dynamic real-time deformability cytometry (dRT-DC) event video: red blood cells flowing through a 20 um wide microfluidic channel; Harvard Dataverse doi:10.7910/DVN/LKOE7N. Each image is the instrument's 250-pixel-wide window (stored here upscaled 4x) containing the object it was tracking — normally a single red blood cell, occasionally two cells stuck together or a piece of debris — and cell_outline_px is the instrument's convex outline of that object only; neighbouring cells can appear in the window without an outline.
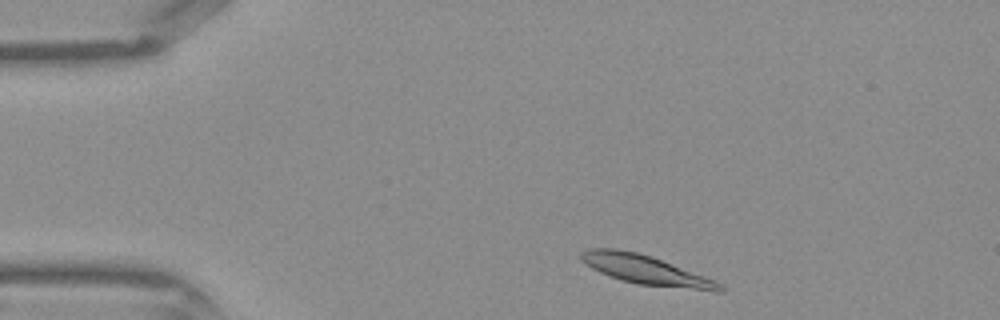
{"species": "Egyptian fruit bat (a non-hibernating species)", "species_latin": "Rousettus aegyptiacus", "temperature_condition": "warm", "stored_images_in_passage": 38, "camera_frame_rate_fps": 3000, "um_per_image_px": 0.085, "frame": {"image": 1, "passage_image": 2, "time_ms": 0.333, "image_size_px": [1000, 320], "cell_outline_px": [[728, 288], [724, 292], [716, 292], [636, 284], [620, 280], [600, 272], [584, 264], [580, 260], [580, 252], [588, 248], [616, 248], [636, 252], [652, 256], [716, 280], [724, 284]], "centroid_in_image_um": [54.96, 22.96], "position_along_channel_um": 30.0, "area_um2": 24.16}}
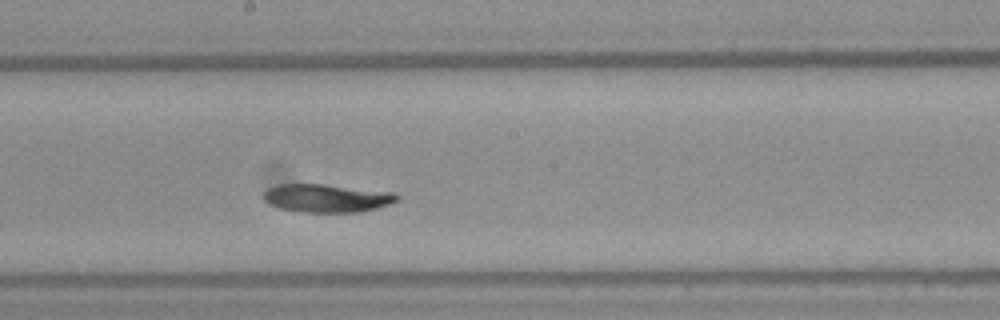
{"frame": {"image": 2, "passage_image": 18, "time_ms": 5.667, "image_size_px": [1000, 320], "cell_outline_px": [[400, 196], [396, 200], [388, 204], [376, 208], [360, 212], [300, 212], [280, 208], [264, 200], [264, 192], [268, 188], [276, 184], [324, 184], [392, 192]], "centroid_in_image_um": [27.75, 16.84], "position_along_channel_um": 220.4, "area_um2": 21.73}}
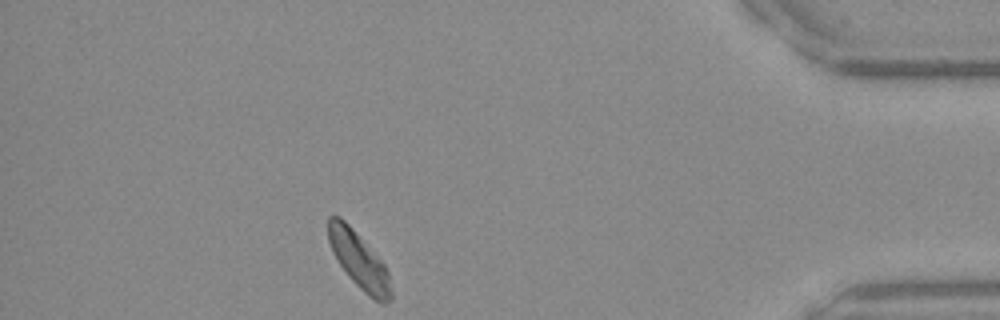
{"frame": {"image": 3, "passage_image": 33, "time_ms": 10.667, "image_size_px": [1000, 320], "cell_outline_px": [[392, 300], [384, 304], [380, 304], [368, 296], [348, 276], [332, 252], [328, 240], [328, 216], [340, 216], [352, 228], [384, 264], [388, 272], [392, 292]], "centroid_in_image_um": [30.52, 22.17], "position_along_channel_um": 404.7, "area_um2": 20.46}}